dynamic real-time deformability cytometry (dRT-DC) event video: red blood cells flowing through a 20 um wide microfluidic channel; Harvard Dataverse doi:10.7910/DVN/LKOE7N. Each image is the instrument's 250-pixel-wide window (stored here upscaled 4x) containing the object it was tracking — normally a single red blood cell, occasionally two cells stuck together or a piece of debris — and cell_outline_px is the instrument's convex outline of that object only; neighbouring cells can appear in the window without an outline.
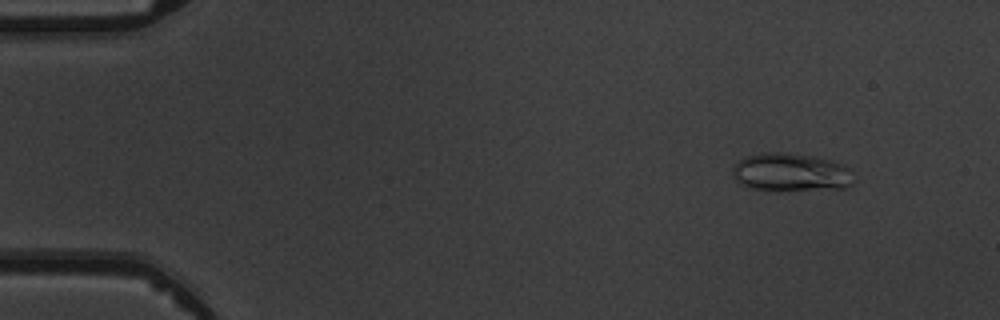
{"species": "common noctule bat (a hibernating species)", "species_latin": "Nyctalus noctula", "temperature_condition": "warm", "stored_images_in_passage": 7, "camera_frame_rate_fps": 3000, "um_per_image_px": 0.085, "animal": {"sex": "male", "body_mass_g": 19.5, "forearm_length_mm": 54.6}, "frame": {"image": 1, "passage_image": 2, "time_ms": 1.0, "image_size_px": [1000, 320], "cell_outline_px": [[856, 180], [852, 184], [844, 188], [776, 192], [768, 192], [752, 188], [740, 184], [736, 180], [732, 172], [732, 168], [740, 160], [748, 156], [764, 152], [784, 152], [812, 156], [844, 164], [848, 168]], "centroid_in_image_um": [67.23, 14.69], "position_along_channel_um": 17.8, "area_um2": 27.51}}
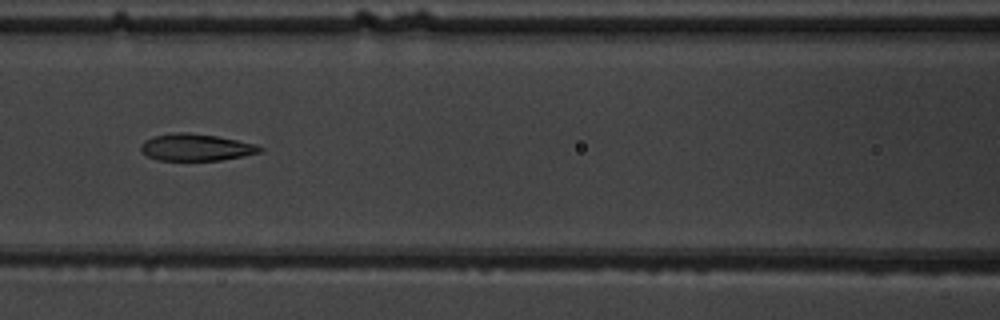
{"frame": {"image": 2, "passage_image": 7, "time_ms": 7.0, "image_size_px": [1000, 320], "cell_outline_px": [[264, 148], [260, 152], [244, 156], [220, 160], [160, 160], [148, 156], [140, 148], [140, 144], [144, 140], [152, 136], [176, 132], [188, 132], [216, 136], [256, 144]], "centroid_in_image_um": [16.65, 12.51], "position_along_channel_um": 149.9, "area_um2": 18.61}}